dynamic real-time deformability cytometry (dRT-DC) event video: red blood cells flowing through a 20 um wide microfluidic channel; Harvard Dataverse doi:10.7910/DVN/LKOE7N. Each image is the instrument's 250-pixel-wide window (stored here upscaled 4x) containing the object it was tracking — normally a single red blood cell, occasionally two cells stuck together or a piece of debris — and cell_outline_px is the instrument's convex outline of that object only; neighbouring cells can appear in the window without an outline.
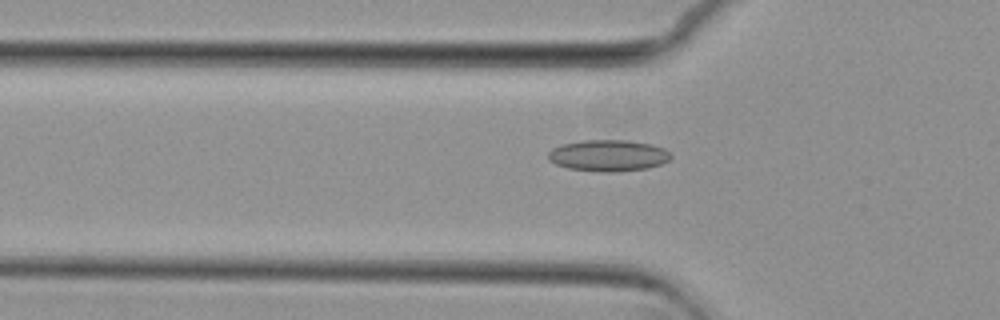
{"species": "common noctule bat (a hibernating species)", "species_latin": "Nyctalus noctula", "temperature_condition": "cold", "stored_images_in_passage": 35, "camera_frame_rate_fps": 3000, "um_per_image_px": 0.085, "animal": {"sex": "female", "body_mass_g": 29.2, "forearm_length_mm": 56.3}, "frame": {"image": 1, "passage_image": 4, "time_ms": 1.0, "image_size_px": [1000, 320], "cell_outline_px": [[672, 156], [668, 160], [660, 164], [648, 168], [616, 172], [604, 172], [568, 168], [556, 164], [548, 160], [548, 152], [552, 148], [560, 144], [584, 140], [628, 140], [652, 144], [664, 148]], "centroid_in_image_um": [51.68, 13.21], "position_along_channel_um": 74.1, "area_um2": 22.54}}
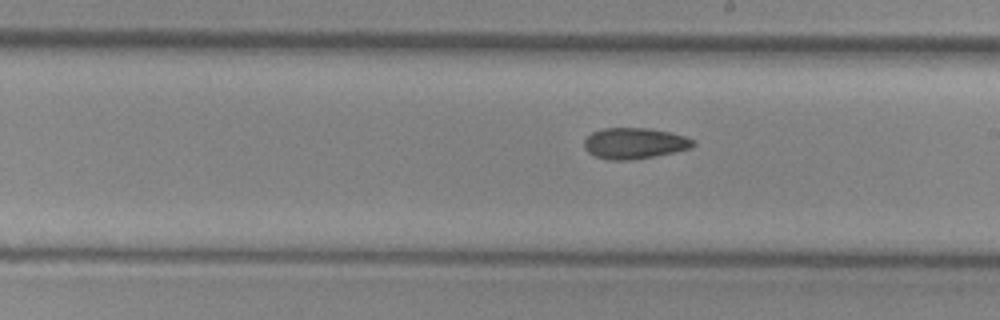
{"frame": {"image": 2, "passage_image": 17, "time_ms": 5.333, "image_size_px": [1000, 320], "cell_outline_px": [[696, 144], [692, 148], [632, 160], [608, 160], [596, 156], [588, 152], [584, 148], [584, 140], [592, 132], [604, 128], [648, 128], [668, 132], [684, 136], [692, 140]], "centroid_in_image_um": [53.9, 12.18], "position_along_channel_um": 235.1, "area_um2": 19.48}}
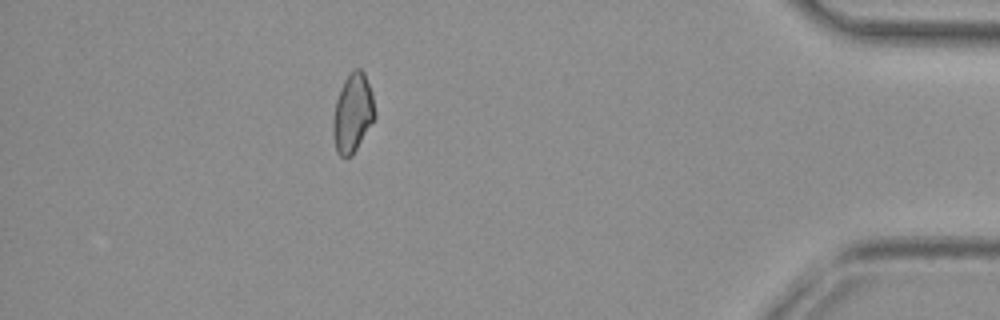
{"frame": {"image": 3, "passage_image": 35, "time_ms": 11.333, "image_size_px": [1000, 320], "cell_outline_px": [[376, 116], [352, 156], [344, 160], [336, 152], [332, 136], [332, 124], [336, 100], [340, 88], [344, 80], [356, 68], [360, 68], [364, 72], [372, 92], [376, 112]], "centroid_in_image_um": [29.97, 9.66], "position_along_channel_um": 405.2, "area_um2": 19.42}, "authors_computed_cell_mechanics": {"area_um2": 19.4786, "velocity_mm_per_s": 3.7001, "shape_relaxation_time_tau1_ms": null, "shape_relaxation_time_tau2_ms": 7.57, "deformation_change_tau1": null, "deformation_change_tau2": 0.135}}